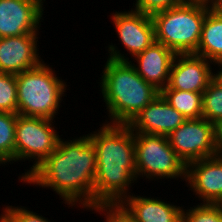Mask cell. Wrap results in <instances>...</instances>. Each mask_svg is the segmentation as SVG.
Returning a JSON list of instances; mask_svg holds the SVG:
<instances>
[{
  "instance_id": "cell-1",
  "label": "cell",
  "mask_w": 222,
  "mask_h": 222,
  "mask_svg": "<svg viewBox=\"0 0 222 222\" xmlns=\"http://www.w3.org/2000/svg\"><path fill=\"white\" fill-rule=\"evenodd\" d=\"M81 134V135H79ZM61 136L56 149L22 182L59 196L68 209L93 212L96 152L87 134ZM67 137L66 138H64ZM72 139V140H71Z\"/></svg>"
},
{
  "instance_id": "cell-2",
  "label": "cell",
  "mask_w": 222,
  "mask_h": 222,
  "mask_svg": "<svg viewBox=\"0 0 222 222\" xmlns=\"http://www.w3.org/2000/svg\"><path fill=\"white\" fill-rule=\"evenodd\" d=\"M96 125L100 127L88 131L97 162L93 211L103 205H119L134 193V184L138 185L134 132L123 124L99 122Z\"/></svg>"
},
{
  "instance_id": "cell-3",
  "label": "cell",
  "mask_w": 222,
  "mask_h": 222,
  "mask_svg": "<svg viewBox=\"0 0 222 222\" xmlns=\"http://www.w3.org/2000/svg\"><path fill=\"white\" fill-rule=\"evenodd\" d=\"M106 59L100 64L103 67L96 80L107 115L102 116L106 118L102 122L128 125L160 91L144 81L129 61Z\"/></svg>"
},
{
  "instance_id": "cell-4",
  "label": "cell",
  "mask_w": 222,
  "mask_h": 222,
  "mask_svg": "<svg viewBox=\"0 0 222 222\" xmlns=\"http://www.w3.org/2000/svg\"><path fill=\"white\" fill-rule=\"evenodd\" d=\"M50 64L44 60L38 67L16 74L18 115L61 119L57 115L71 89L68 79H62Z\"/></svg>"
},
{
  "instance_id": "cell-5",
  "label": "cell",
  "mask_w": 222,
  "mask_h": 222,
  "mask_svg": "<svg viewBox=\"0 0 222 222\" xmlns=\"http://www.w3.org/2000/svg\"><path fill=\"white\" fill-rule=\"evenodd\" d=\"M210 9L204 5L181 3L154 13L155 41L175 54H195L201 38L202 24Z\"/></svg>"
},
{
  "instance_id": "cell-6",
  "label": "cell",
  "mask_w": 222,
  "mask_h": 222,
  "mask_svg": "<svg viewBox=\"0 0 222 222\" xmlns=\"http://www.w3.org/2000/svg\"><path fill=\"white\" fill-rule=\"evenodd\" d=\"M134 143L138 183L140 179L146 180L145 184L157 181L164 186V181L186 182L187 165L175 153L167 136L134 133Z\"/></svg>"
},
{
  "instance_id": "cell-7",
  "label": "cell",
  "mask_w": 222,
  "mask_h": 222,
  "mask_svg": "<svg viewBox=\"0 0 222 222\" xmlns=\"http://www.w3.org/2000/svg\"><path fill=\"white\" fill-rule=\"evenodd\" d=\"M58 122L55 120L18 115L15 127L14 164L28 161L29 167L19 172L18 182H23L57 147ZM31 162V163H30ZM31 164V165H30Z\"/></svg>"
},
{
  "instance_id": "cell-8",
  "label": "cell",
  "mask_w": 222,
  "mask_h": 222,
  "mask_svg": "<svg viewBox=\"0 0 222 222\" xmlns=\"http://www.w3.org/2000/svg\"><path fill=\"white\" fill-rule=\"evenodd\" d=\"M124 9V11H115L110 13L109 17L114 26L118 38L117 43H109L106 48V58L117 61H130L137 54L145 51L153 42H155V27L150 15L136 11L134 9ZM122 50H120V46ZM118 45V46H116ZM124 47V48H123ZM126 52V53H125ZM128 55V56H127Z\"/></svg>"
},
{
  "instance_id": "cell-9",
  "label": "cell",
  "mask_w": 222,
  "mask_h": 222,
  "mask_svg": "<svg viewBox=\"0 0 222 222\" xmlns=\"http://www.w3.org/2000/svg\"><path fill=\"white\" fill-rule=\"evenodd\" d=\"M167 137L175 153L186 165L216 156L214 123L203 117L186 120Z\"/></svg>"
},
{
  "instance_id": "cell-10",
  "label": "cell",
  "mask_w": 222,
  "mask_h": 222,
  "mask_svg": "<svg viewBox=\"0 0 222 222\" xmlns=\"http://www.w3.org/2000/svg\"><path fill=\"white\" fill-rule=\"evenodd\" d=\"M47 2L46 0H0V38L41 33L40 30L44 29L41 25L46 24L44 15L47 11L44 10Z\"/></svg>"
},
{
  "instance_id": "cell-11",
  "label": "cell",
  "mask_w": 222,
  "mask_h": 222,
  "mask_svg": "<svg viewBox=\"0 0 222 222\" xmlns=\"http://www.w3.org/2000/svg\"><path fill=\"white\" fill-rule=\"evenodd\" d=\"M184 185L191 191L189 195L192 193V203L196 200L217 204L222 198V158L214 156L189 162Z\"/></svg>"
},
{
  "instance_id": "cell-12",
  "label": "cell",
  "mask_w": 222,
  "mask_h": 222,
  "mask_svg": "<svg viewBox=\"0 0 222 222\" xmlns=\"http://www.w3.org/2000/svg\"><path fill=\"white\" fill-rule=\"evenodd\" d=\"M215 75L216 65L204 57L176 54L165 88L203 93Z\"/></svg>"
},
{
  "instance_id": "cell-13",
  "label": "cell",
  "mask_w": 222,
  "mask_h": 222,
  "mask_svg": "<svg viewBox=\"0 0 222 222\" xmlns=\"http://www.w3.org/2000/svg\"><path fill=\"white\" fill-rule=\"evenodd\" d=\"M41 36L31 33L0 38V72L19 74L38 67L45 60L39 51Z\"/></svg>"
},
{
  "instance_id": "cell-14",
  "label": "cell",
  "mask_w": 222,
  "mask_h": 222,
  "mask_svg": "<svg viewBox=\"0 0 222 222\" xmlns=\"http://www.w3.org/2000/svg\"><path fill=\"white\" fill-rule=\"evenodd\" d=\"M138 192L139 194L132 193L127 196L118 205L135 222H181L184 205L177 203L178 198L174 201L172 195L168 201L165 196L163 198L153 193V196L148 197L139 190Z\"/></svg>"
},
{
  "instance_id": "cell-15",
  "label": "cell",
  "mask_w": 222,
  "mask_h": 222,
  "mask_svg": "<svg viewBox=\"0 0 222 222\" xmlns=\"http://www.w3.org/2000/svg\"><path fill=\"white\" fill-rule=\"evenodd\" d=\"M187 119L159 94L128 124L134 133L168 136Z\"/></svg>"
},
{
  "instance_id": "cell-16",
  "label": "cell",
  "mask_w": 222,
  "mask_h": 222,
  "mask_svg": "<svg viewBox=\"0 0 222 222\" xmlns=\"http://www.w3.org/2000/svg\"><path fill=\"white\" fill-rule=\"evenodd\" d=\"M175 56L176 54L172 50L155 41L129 62L144 81L161 91L168 84L170 69Z\"/></svg>"
},
{
  "instance_id": "cell-17",
  "label": "cell",
  "mask_w": 222,
  "mask_h": 222,
  "mask_svg": "<svg viewBox=\"0 0 222 222\" xmlns=\"http://www.w3.org/2000/svg\"><path fill=\"white\" fill-rule=\"evenodd\" d=\"M195 55L204 57L215 65L222 60V11L209 10L206 14Z\"/></svg>"
},
{
  "instance_id": "cell-18",
  "label": "cell",
  "mask_w": 222,
  "mask_h": 222,
  "mask_svg": "<svg viewBox=\"0 0 222 222\" xmlns=\"http://www.w3.org/2000/svg\"><path fill=\"white\" fill-rule=\"evenodd\" d=\"M160 94L169 105L181 113L187 120L203 117L202 93L163 88Z\"/></svg>"
},
{
  "instance_id": "cell-19",
  "label": "cell",
  "mask_w": 222,
  "mask_h": 222,
  "mask_svg": "<svg viewBox=\"0 0 222 222\" xmlns=\"http://www.w3.org/2000/svg\"><path fill=\"white\" fill-rule=\"evenodd\" d=\"M17 116L18 114L0 111V166L4 168L14 164Z\"/></svg>"
},
{
  "instance_id": "cell-20",
  "label": "cell",
  "mask_w": 222,
  "mask_h": 222,
  "mask_svg": "<svg viewBox=\"0 0 222 222\" xmlns=\"http://www.w3.org/2000/svg\"><path fill=\"white\" fill-rule=\"evenodd\" d=\"M203 118L215 123L222 118V79L215 75L202 93Z\"/></svg>"
},
{
  "instance_id": "cell-21",
  "label": "cell",
  "mask_w": 222,
  "mask_h": 222,
  "mask_svg": "<svg viewBox=\"0 0 222 222\" xmlns=\"http://www.w3.org/2000/svg\"><path fill=\"white\" fill-rule=\"evenodd\" d=\"M190 205L184 206L181 222H222V210L217 204H197L195 201L194 205Z\"/></svg>"
},
{
  "instance_id": "cell-22",
  "label": "cell",
  "mask_w": 222,
  "mask_h": 222,
  "mask_svg": "<svg viewBox=\"0 0 222 222\" xmlns=\"http://www.w3.org/2000/svg\"><path fill=\"white\" fill-rule=\"evenodd\" d=\"M0 111L17 114L16 74L0 72Z\"/></svg>"
},
{
  "instance_id": "cell-23",
  "label": "cell",
  "mask_w": 222,
  "mask_h": 222,
  "mask_svg": "<svg viewBox=\"0 0 222 222\" xmlns=\"http://www.w3.org/2000/svg\"><path fill=\"white\" fill-rule=\"evenodd\" d=\"M7 205H2V210L13 220V222H54L55 219H48L45 216H42V214L37 213L38 210L35 212L31 210L30 208L22 205H9L7 202L5 203Z\"/></svg>"
},
{
  "instance_id": "cell-24",
  "label": "cell",
  "mask_w": 222,
  "mask_h": 222,
  "mask_svg": "<svg viewBox=\"0 0 222 222\" xmlns=\"http://www.w3.org/2000/svg\"><path fill=\"white\" fill-rule=\"evenodd\" d=\"M181 3V0H134L131 8L152 16L154 13L178 6Z\"/></svg>"
},
{
  "instance_id": "cell-25",
  "label": "cell",
  "mask_w": 222,
  "mask_h": 222,
  "mask_svg": "<svg viewBox=\"0 0 222 222\" xmlns=\"http://www.w3.org/2000/svg\"><path fill=\"white\" fill-rule=\"evenodd\" d=\"M103 216L102 222H135L128 214H126L118 205L99 206L92 212Z\"/></svg>"
},
{
  "instance_id": "cell-26",
  "label": "cell",
  "mask_w": 222,
  "mask_h": 222,
  "mask_svg": "<svg viewBox=\"0 0 222 222\" xmlns=\"http://www.w3.org/2000/svg\"><path fill=\"white\" fill-rule=\"evenodd\" d=\"M214 142L216 156L222 158V118L214 123Z\"/></svg>"
},
{
  "instance_id": "cell-27",
  "label": "cell",
  "mask_w": 222,
  "mask_h": 222,
  "mask_svg": "<svg viewBox=\"0 0 222 222\" xmlns=\"http://www.w3.org/2000/svg\"><path fill=\"white\" fill-rule=\"evenodd\" d=\"M207 7L210 10L222 11V0H211Z\"/></svg>"
},
{
  "instance_id": "cell-28",
  "label": "cell",
  "mask_w": 222,
  "mask_h": 222,
  "mask_svg": "<svg viewBox=\"0 0 222 222\" xmlns=\"http://www.w3.org/2000/svg\"><path fill=\"white\" fill-rule=\"evenodd\" d=\"M185 4H198L207 6L211 0H181Z\"/></svg>"
},
{
  "instance_id": "cell-29",
  "label": "cell",
  "mask_w": 222,
  "mask_h": 222,
  "mask_svg": "<svg viewBox=\"0 0 222 222\" xmlns=\"http://www.w3.org/2000/svg\"><path fill=\"white\" fill-rule=\"evenodd\" d=\"M0 213V222H13V220L3 211Z\"/></svg>"
},
{
  "instance_id": "cell-30",
  "label": "cell",
  "mask_w": 222,
  "mask_h": 222,
  "mask_svg": "<svg viewBox=\"0 0 222 222\" xmlns=\"http://www.w3.org/2000/svg\"><path fill=\"white\" fill-rule=\"evenodd\" d=\"M216 75L222 79V60L216 65Z\"/></svg>"
},
{
  "instance_id": "cell-31",
  "label": "cell",
  "mask_w": 222,
  "mask_h": 222,
  "mask_svg": "<svg viewBox=\"0 0 222 222\" xmlns=\"http://www.w3.org/2000/svg\"><path fill=\"white\" fill-rule=\"evenodd\" d=\"M217 205L220 207V209L222 210V198L218 201Z\"/></svg>"
}]
</instances>
